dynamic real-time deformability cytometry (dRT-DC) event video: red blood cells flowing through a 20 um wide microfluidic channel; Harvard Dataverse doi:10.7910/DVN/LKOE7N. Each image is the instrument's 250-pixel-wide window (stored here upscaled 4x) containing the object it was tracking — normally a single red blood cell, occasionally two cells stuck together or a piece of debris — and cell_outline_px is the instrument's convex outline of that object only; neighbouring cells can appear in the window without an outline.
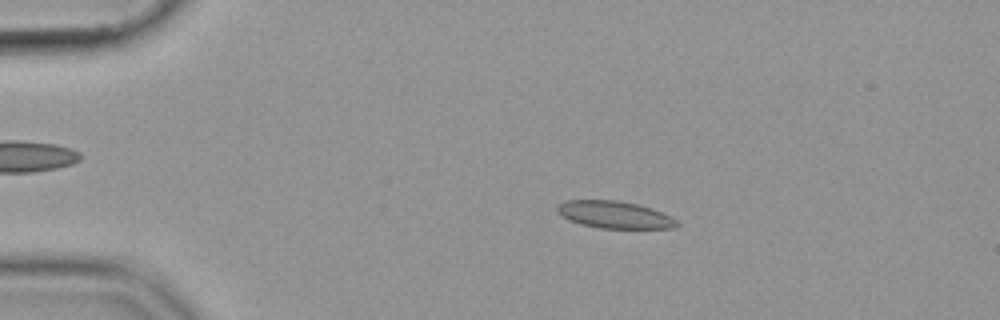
{"species": "common noctule bat (a hibernating species)", "species_latin": "Nyctalus noctula", "temperature_condition": "cold", "stored_images_in_passage": 55, "camera_frame_rate_fps": 3000, "um_per_image_px": 0.085, "animal": {"sex": "female", "body_mass_g": 19.9}, "frame": {"image": 1, "passage_image": 11, "time_ms": 3.333, "image_size_px": [1000, 320], "cell_outline_px": [[680, 224], [676, 228], [600, 228], [580, 224], [568, 220], [556, 212], [556, 208], [564, 200], [616, 200], [636, 204], [652, 208], [676, 220]], "centroid_in_image_um": [52.2, 18.25], "position_along_channel_um": 32.8, "area_um2": 18.9}}
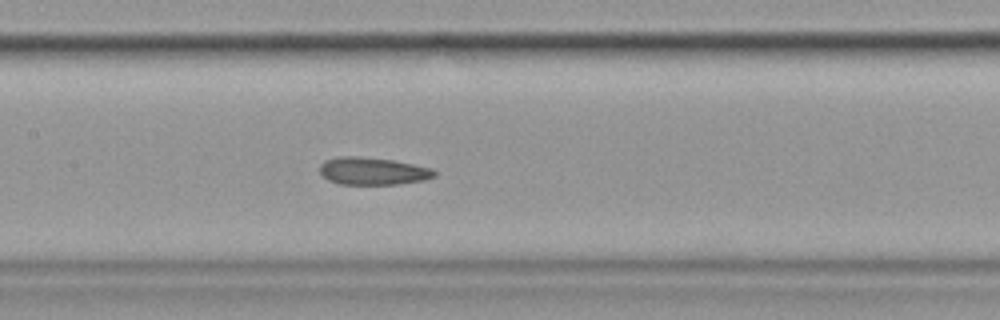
{"frame": {"image": 2, "passage_image": 27, "time_ms": 8.667, "image_size_px": [1000, 320], "cell_outline_px": [[436, 176], [424, 180], [396, 184], [340, 184], [328, 180], [320, 172], [320, 164], [324, 160], [340, 156], [360, 156], [392, 160], [432, 168], [436, 172]], "centroid_in_image_um": [31.67, 14.54], "position_along_channel_um": 175.7, "area_um2": 18.32}}
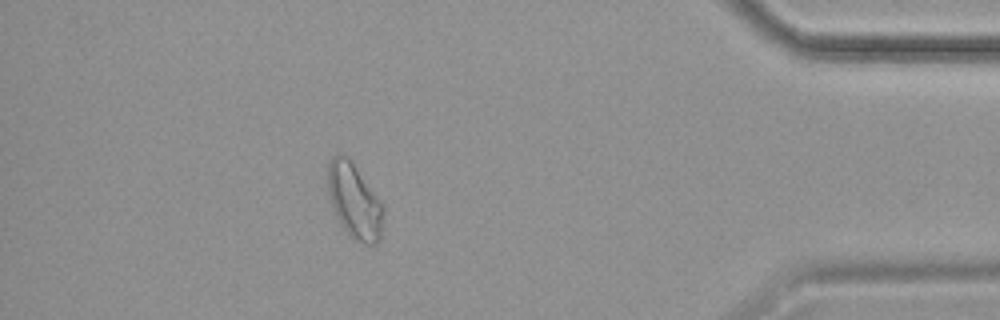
{"frame": {"image": 3, "passage_image": 49, "time_ms": 16.0, "image_size_px": [1000, 320], "cell_outline_px": [[384, 216], [380, 240], [376, 244], [364, 244], [348, 236], [340, 224], [336, 216], [328, 192], [328, 164], [332, 156], [340, 152], [344, 152], [348, 156], [384, 204]], "centroid_in_image_um": [30.14, 17.08], "position_along_channel_um": 405.1, "area_um2": 24.74}}